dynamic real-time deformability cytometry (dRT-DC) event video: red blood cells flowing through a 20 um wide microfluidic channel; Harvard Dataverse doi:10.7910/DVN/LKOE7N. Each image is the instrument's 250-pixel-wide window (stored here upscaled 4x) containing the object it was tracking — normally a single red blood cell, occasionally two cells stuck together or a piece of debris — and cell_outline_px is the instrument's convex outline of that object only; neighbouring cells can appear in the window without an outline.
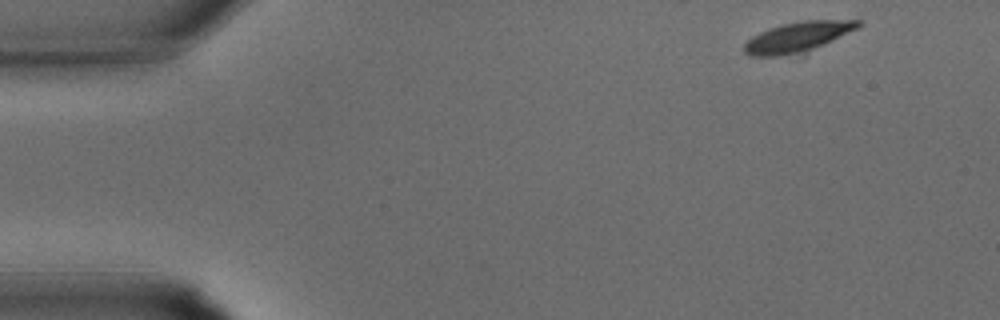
{"species": "common noctule bat (a hibernating species)", "species_latin": "Nyctalus noctula", "temperature_condition": "warm", "stored_images_in_passage": 6, "camera_frame_rate_fps": 3000, "um_per_image_px": 0.085, "animal": {"sex": "male", "body_mass_g": 15.6}, "frame": {"image": 1, "passage_image": 1, "time_ms": 0.0, "image_size_px": [1000, 320], "cell_outline_px": [[864, 24], [804, 56], [752, 56], [744, 52], [744, 44], [752, 36], [768, 28], [784, 24], [804, 20], [860, 20]], "centroid_in_image_um": [67.83, 3.18], "position_along_channel_um": 17.2, "area_um2": 20.58}}